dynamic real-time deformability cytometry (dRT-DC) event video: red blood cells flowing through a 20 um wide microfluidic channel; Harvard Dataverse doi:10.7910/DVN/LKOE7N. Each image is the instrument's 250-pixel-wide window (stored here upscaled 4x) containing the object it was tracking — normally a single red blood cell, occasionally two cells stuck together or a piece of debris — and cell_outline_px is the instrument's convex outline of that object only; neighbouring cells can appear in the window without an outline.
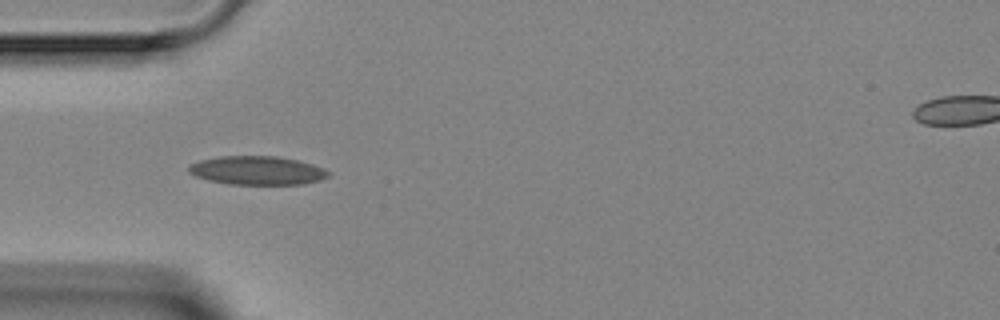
{"species": "Egyptian fruit bat (a non-hibernating species)", "species_latin": "Rousettus aegyptiacus", "temperature_condition": "room temperature", "stored_images_in_passage": 4, "camera_frame_rate_fps": 3000, "um_per_image_px": 0.085, "animal": {"sex": "female"}, "frame": {"image": 1, "passage_image": 4, "time_ms": 3.667, "image_size_px": [1000, 320], "cell_outline_px": [[332, 172], [328, 176], [320, 180], [304, 184], [232, 184], [208, 180], [196, 176], [188, 172], [188, 168], [192, 164], [200, 160], [220, 156], [276, 156], [296, 160], [312, 164], [324, 168]], "centroid_in_image_um": [21.89, 14.49], "position_along_channel_um": 63.1, "area_um2": 23.24}}